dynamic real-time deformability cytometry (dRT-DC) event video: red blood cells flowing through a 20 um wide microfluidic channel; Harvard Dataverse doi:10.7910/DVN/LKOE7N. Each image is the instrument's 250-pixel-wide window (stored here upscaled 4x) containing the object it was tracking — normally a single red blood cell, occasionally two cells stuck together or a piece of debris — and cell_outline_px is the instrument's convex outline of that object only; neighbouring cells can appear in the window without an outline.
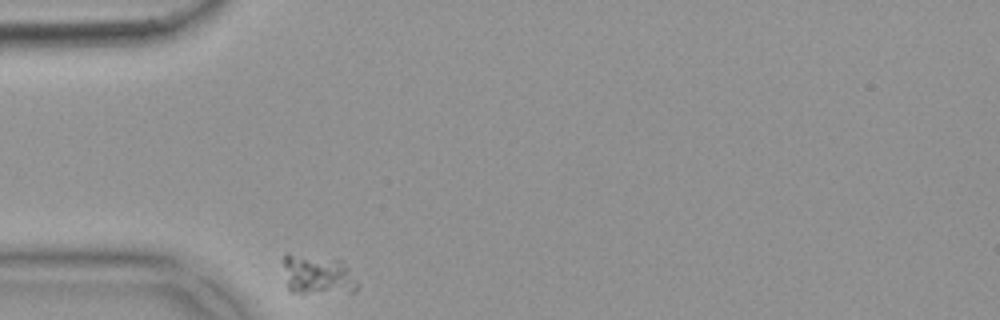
{"species": "common noctule bat (a hibernating species)", "species_latin": "Nyctalus noctula", "temperature_condition": "warm", "stored_images_in_passage": 33, "camera_frame_rate_fps": 3000, "um_per_image_px": 0.085, "animal": {"sex": "female", "body_mass_g": 18.4}, "frame": {"image": 1, "passage_image": 1, "time_ms": 0.0, "image_size_px": [1000, 320], "cell_outline_px": [[360, 284], [352, 292], [288, 292], [284, 264], [284, 252], [288, 252], [340, 260]], "centroid_in_image_um": [26.96, 23.34], "position_along_channel_um": 58.0, "area_um2": 16.94}}
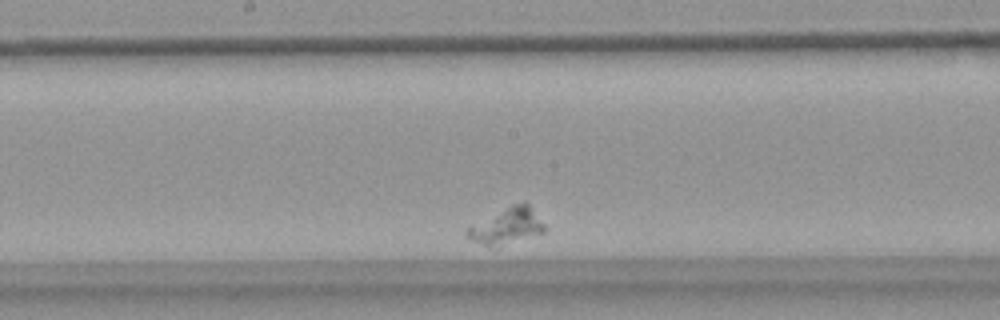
{"frame": {"image": 2, "passage_image": 17, "time_ms": 5.333, "image_size_px": [1000, 320], "cell_outline_px": [[548, 228], [544, 232], [488, 244], [484, 244], [464, 236], [464, 232], [468, 224], [512, 204], [524, 200], [528, 204]], "centroid_in_image_um": [43.02, 19.09], "position_along_channel_um": 205.2, "area_um2": 15.49}}
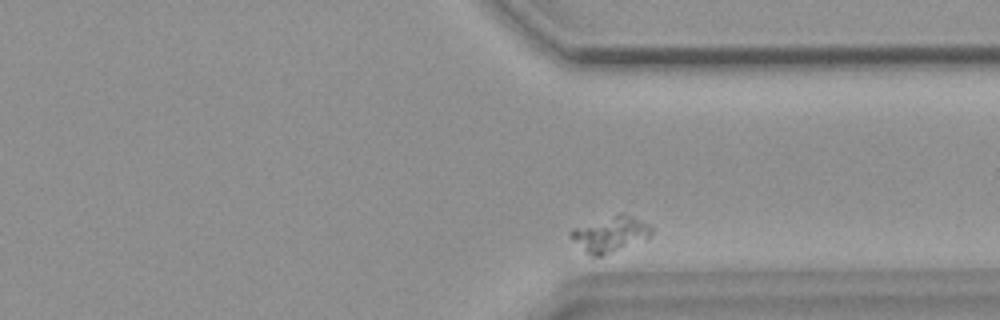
{"frame": {"image": 3, "passage_image": 32, "time_ms": 10.333, "image_size_px": [1000, 320], "cell_outline_px": [[652, 232], [648, 240], [604, 256], [592, 256], [568, 236], [568, 232], [572, 228], [620, 212], [624, 212], [652, 224]], "centroid_in_image_um": [51.94, 19.89], "position_along_channel_um": 359.5, "area_um2": 17.34}}